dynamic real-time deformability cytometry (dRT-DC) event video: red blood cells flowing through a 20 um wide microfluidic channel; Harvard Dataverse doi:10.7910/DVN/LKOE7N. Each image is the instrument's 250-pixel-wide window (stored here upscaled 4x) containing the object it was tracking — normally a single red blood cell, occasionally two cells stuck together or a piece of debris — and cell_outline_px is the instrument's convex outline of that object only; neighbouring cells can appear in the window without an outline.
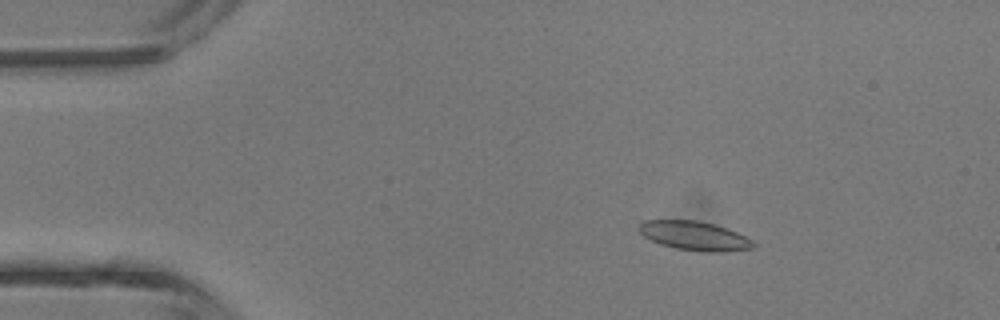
{"species": "common noctule bat (a hibernating species)", "species_latin": "Nyctalus noctula", "temperature_condition": "room temperature", "stored_images_in_passage": 3, "camera_frame_rate_fps": 3000, "um_per_image_px": 0.085, "animal": {"sex": "male", "body_mass_g": 13.3}, "frame": {"image": 1, "passage_image": 1, "time_ms": 0.0, "image_size_px": [1000, 320], "cell_outline_px": [[756, 248], [724, 252], [700, 252], [676, 248], [660, 244], [644, 236], [636, 228], [644, 220], [700, 220], [736, 232], [752, 240], [756, 244]], "centroid_in_image_um": [59.03, 20.05], "position_along_channel_um": 26.0, "area_um2": 19.42}}
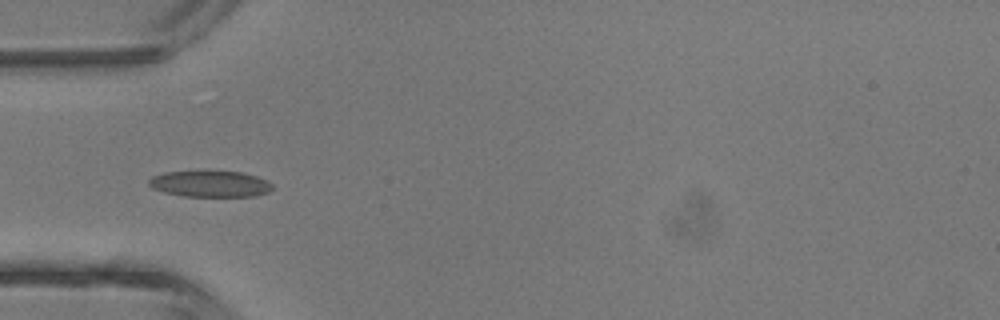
{"frame": {"image": 2, "passage_image": 3, "time_ms": 2.333, "image_size_px": [1000, 320], "cell_outline_px": [[272, 188], [268, 192], [256, 196], [180, 196], [164, 192], [152, 188], [148, 184], [148, 180], [152, 176], [164, 172], [204, 168], [208, 168], [240, 172], [256, 176], [272, 184]], "centroid_in_image_um": [17.79, 15.58], "position_along_channel_um": 67.2, "area_um2": 19.77}}